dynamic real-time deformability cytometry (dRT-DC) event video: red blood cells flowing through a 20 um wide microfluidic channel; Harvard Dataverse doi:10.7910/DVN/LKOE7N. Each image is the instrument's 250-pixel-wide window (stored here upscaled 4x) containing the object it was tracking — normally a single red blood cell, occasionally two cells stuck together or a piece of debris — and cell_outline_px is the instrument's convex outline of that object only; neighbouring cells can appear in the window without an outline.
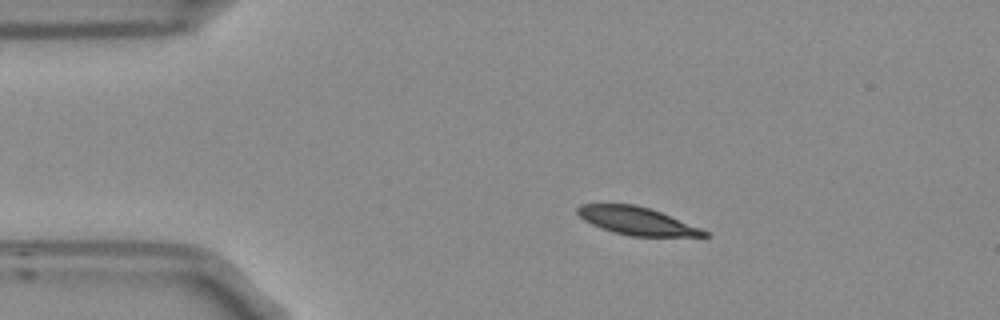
{"species": "Egyptian fruit bat (a non-hibernating species)", "species_latin": "Rousettus aegyptiacus", "temperature_condition": "room temperature", "stored_images_in_passage": 6, "camera_frame_rate_fps": 3000, "um_per_image_px": 0.085, "frame": {"image": 1, "passage_image": 1, "time_ms": 0.0, "image_size_px": [1000, 320], "cell_outline_px": [[712, 236], [632, 236], [612, 232], [600, 228], [584, 220], [576, 212], [576, 208], [580, 204], [636, 204], [660, 212], [700, 228], [708, 232]], "centroid_in_image_um": [54.09, 18.78], "position_along_channel_um": 30.9, "area_um2": 20.35}}
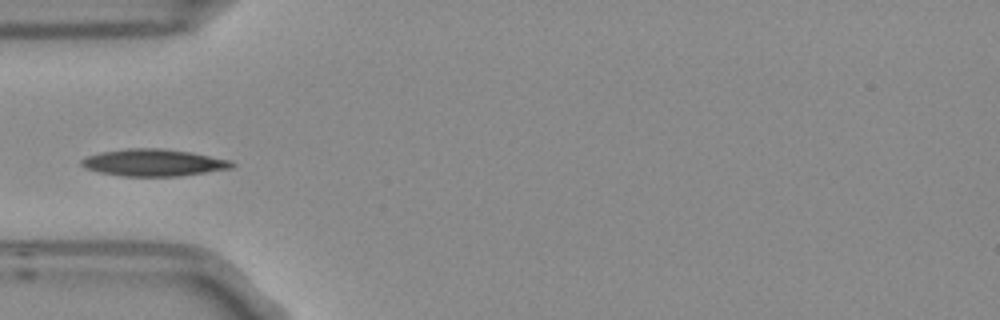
{"frame": {"image": 2, "passage_image": 3, "time_ms": 0.667, "image_size_px": [1000, 320], "cell_outline_px": [[236, 164], [232, 168], [180, 176], [120, 176], [100, 172], [84, 168], [80, 164], [80, 160], [88, 156], [100, 152], [128, 148], [160, 148], [192, 152], [232, 160]], "centroid_in_image_um": [13.07, 13.82], "position_along_channel_um": 71.9, "area_um2": 23.81}}
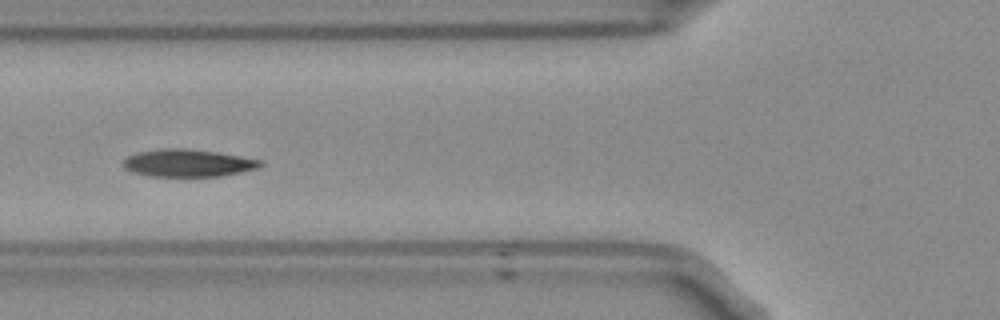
{"frame": {"image": 3, "passage_image": 4, "time_ms": 1.0, "image_size_px": [1000, 320], "cell_outline_px": [[264, 164], [260, 168], [220, 176], [148, 176], [132, 172], [124, 168], [124, 160], [128, 156], [136, 152], [160, 148], [184, 148], [216, 152], [264, 160]], "centroid_in_image_um": [15.99, 13.85], "position_along_channel_um": 109.8, "area_um2": 22.08}}